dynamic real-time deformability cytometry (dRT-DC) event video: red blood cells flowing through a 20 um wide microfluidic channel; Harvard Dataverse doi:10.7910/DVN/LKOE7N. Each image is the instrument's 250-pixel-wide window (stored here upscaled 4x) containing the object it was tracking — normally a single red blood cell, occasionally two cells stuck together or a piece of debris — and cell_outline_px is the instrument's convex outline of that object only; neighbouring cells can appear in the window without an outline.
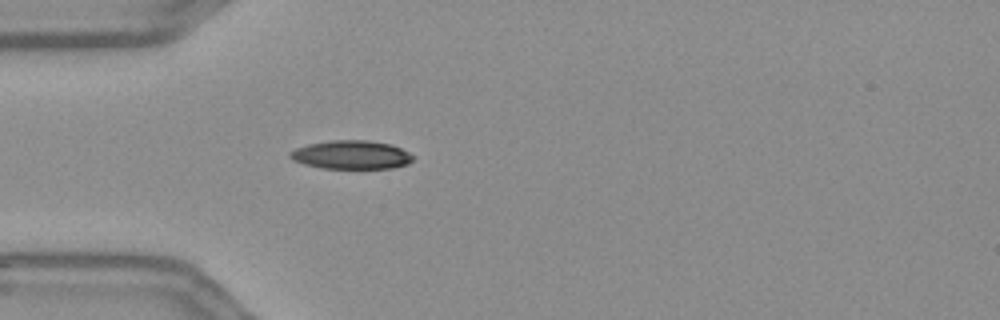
{"species": "Egyptian fruit bat (a non-hibernating species)", "species_latin": "Rousettus aegyptiacus", "temperature_condition": "warm", "stored_images_in_passage": 41, "camera_frame_rate_fps": 3000, "um_per_image_px": 0.085, "frame": {"image": 1, "passage_image": 2, "time_ms": 0.333, "image_size_px": [1000, 320], "cell_outline_px": [[416, 156], [408, 164], [392, 168], [324, 168], [304, 164], [292, 160], [288, 156], [288, 152], [296, 148], [308, 144], [332, 140], [368, 140], [392, 144]], "centroid_in_image_um": [29.87, 13.15], "position_along_channel_um": 55.1, "area_um2": 20.58}}
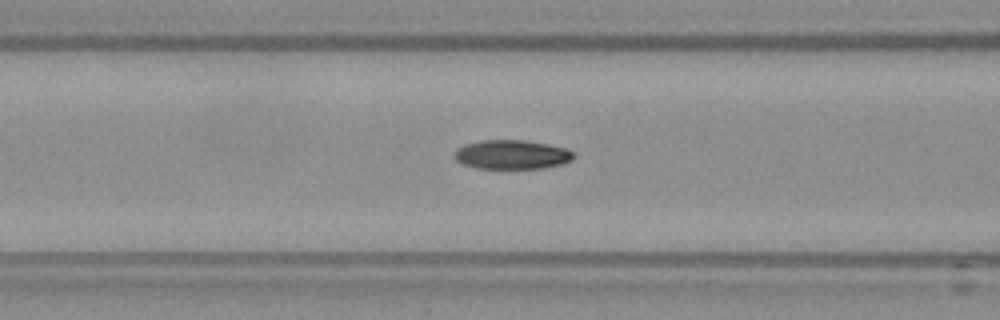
{"frame": {"image": 2, "passage_image": 8, "time_ms": 2.333, "image_size_px": [1000, 320], "cell_outline_px": [[576, 156], [572, 160], [564, 164], [544, 168], [476, 168], [460, 164], [452, 156], [452, 152], [456, 148], [464, 144], [480, 140], [524, 140], [548, 144], [564, 148], [572, 152]], "centroid_in_image_um": [43.45, 13.14], "position_along_channel_um": 123.2, "area_um2": 20.58}}
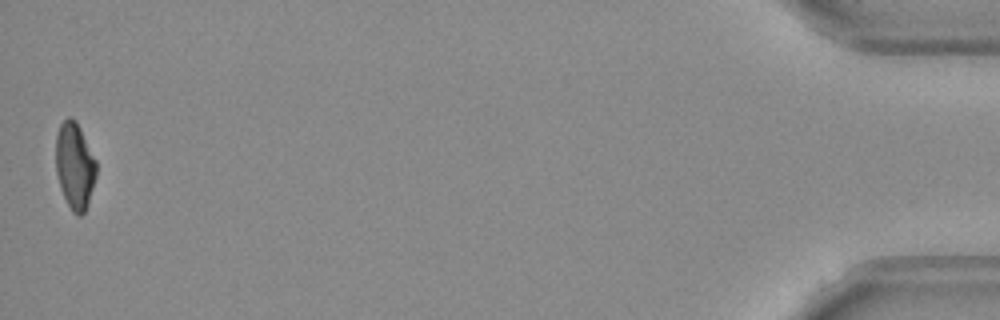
{"frame": {"image": 3, "passage_image": 41, "time_ms": 13.333, "image_size_px": [1000, 320], "cell_outline_px": [[96, 176], [88, 204], [84, 212], [80, 216], [76, 216], [72, 212], [60, 188], [56, 172], [56, 132], [60, 124], [68, 116], [72, 116], [76, 120], [96, 160]], "centroid_in_image_um": [6.35, 14.08], "position_along_channel_um": 428.9, "area_um2": 20.52}, "authors_computed_cell_mechanics": {"area_um2": 20.6346, "velocity_mm_per_s": 3.6498, "shape_relaxation_time_tau1_ms": 9.1397, "shape_relaxation_time_tau2_ms": 3.7013, "deformation_change_tau1": 0.2339, "deformation_change_tau2": 0.0841}}